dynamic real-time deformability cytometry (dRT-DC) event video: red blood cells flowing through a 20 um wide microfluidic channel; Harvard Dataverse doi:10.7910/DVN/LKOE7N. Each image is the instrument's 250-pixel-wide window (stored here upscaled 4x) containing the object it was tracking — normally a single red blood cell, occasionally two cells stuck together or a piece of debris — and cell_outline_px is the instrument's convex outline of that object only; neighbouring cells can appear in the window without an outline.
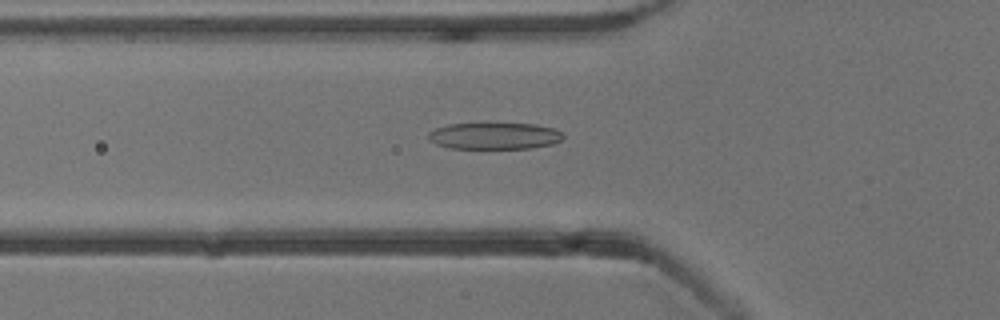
{"species": "common noctule bat (a hibernating species)", "species_latin": "Nyctalus noctula", "temperature_condition": "cold", "stored_images_in_passage": 48, "camera_frame_rate_fps": 3000, "um_per_image_px": 0.085, "animal": {"sex": "male", "body_mass_g": 13.3}, "frame": {"image": 1, "passage_image": 19, "time_ms": 6.0, "image_size_px": [1000, 320], "cell_outline_px": [[564, 136], [560, 140], [552, 144], [532, 148], [448, 148], [436, 144], [428, 140], [428, 132], [436, 128], [448, 124], [484, 120], [488, 120], [536, 124], [552, 128], [560, 132]], "centroid_in_image_um": [41.97, 11.49], "position_along_channel_um": 83.8, "area_um2": 22.08}}
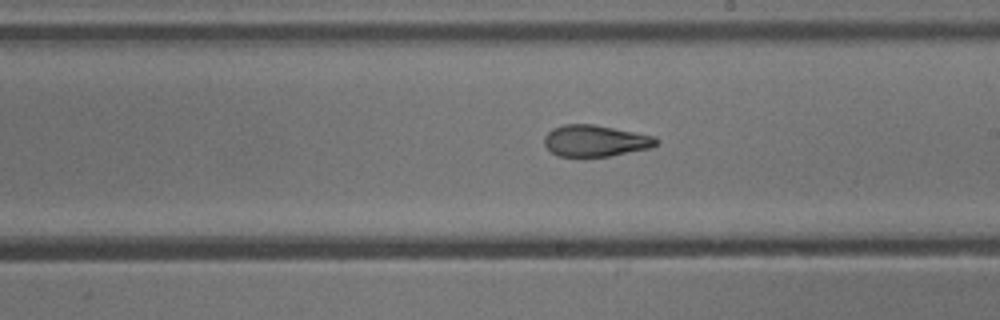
{"frame": {"image": 2, "passage_image": 31, "time_ms": 10.0, "image_size_px": [1000, 320], "cell_outline_px": [[660, 140], [652, 148], [612, 156], [560, 156], [552, 152], [544, 144], [544, 136], [552, 128], [564, 124], [592, 124], [656, 136]], "centroid_in_image_um": [50.64, 11.96], "position_along_channel_um": 238.4, "area_um2": 20.58}}
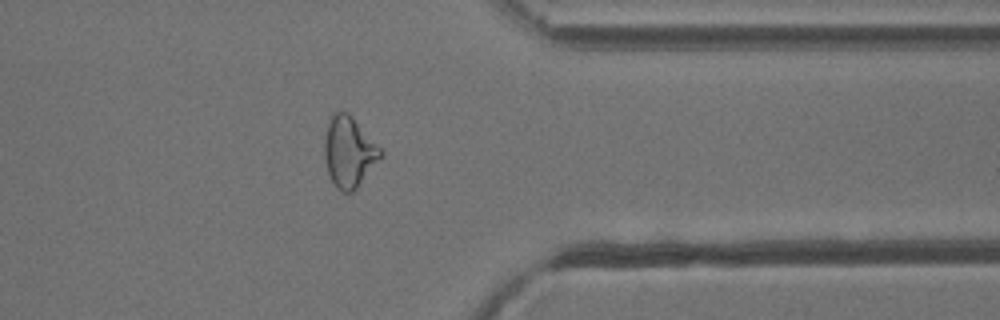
{"frame": {"image": 3, "passage_image": 43, "time_ms": 14.0, "image_size_px": [1000, 320], "cell_outline_px": [[384, 156], [356, 188], [352, 192], [344, 192], [336, 188], [328, 172], [324, 160], [324, 140], [328, 124], [332, 116], [336, 112], [348, 112], [352, 116], [384, 152]], "centroid_in_image_um": [29.68, 12.93], "position_along_channel_um": 381.7, "area_um2": 23.0}}